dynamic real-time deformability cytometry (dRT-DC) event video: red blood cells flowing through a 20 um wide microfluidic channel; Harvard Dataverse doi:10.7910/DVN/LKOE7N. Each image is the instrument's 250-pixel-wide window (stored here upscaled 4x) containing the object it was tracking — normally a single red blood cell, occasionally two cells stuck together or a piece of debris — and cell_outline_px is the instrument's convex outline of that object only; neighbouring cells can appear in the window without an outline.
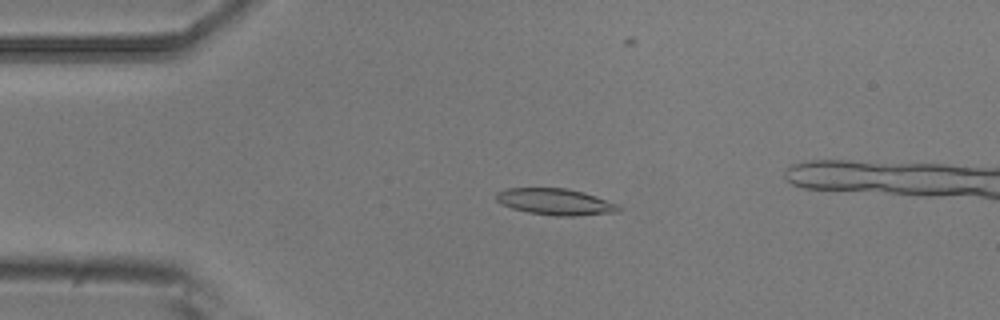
{"species": "common noctule bat (a hibernating species)", "species_latin": "Nyctalus noctula", "temperature_condition": "room temperature", "stored_images_in_passage": 27, "camera_frame_rate_fps": 3000, "um_per_image_px": 0.085, "animal": {"sex": "male", "body_mass_g": 20.5, "forearm_length_mm": 52.5}, "frame": {"image": 1, "passage_image": 11, "time_ms": 3.333, "image_size_px": [1000, 320], "cell_outline_px": [[624, 208], [620, 212], [572, 216], [556, 216], [528, 212], [512, 208], [496, 200], [496, 192], [508, 188], [568, 188], [584, 192], [620, 204]], "centroid_in_image_um": [47.29, 17.15], "position_along_channel_um": 37.7, "area_um2": 19.02}}
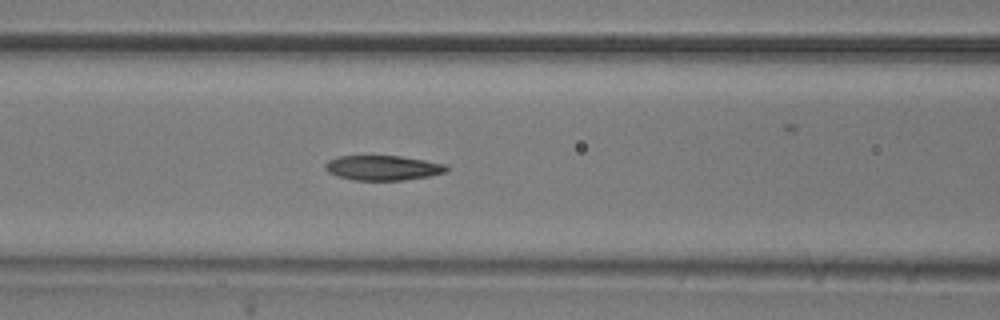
{"frame": {"image": 2, "passage_image": 21, "time_ms": 6.667, "image_size_px": [1000, 320], "cell_outline_px": [[448, 172], [428, 176], [404, 180], [352, 180], [336, 176], [328, 172], [324, 168], [324, 164], [328, 160], [340, 156], [400, 156], [424, 160], [444, 164], [448, 168]], "centroid_in_image_um": [32.51, 14.27], "position_along_channel_um": 134.1, "area_um2": 17.57}}
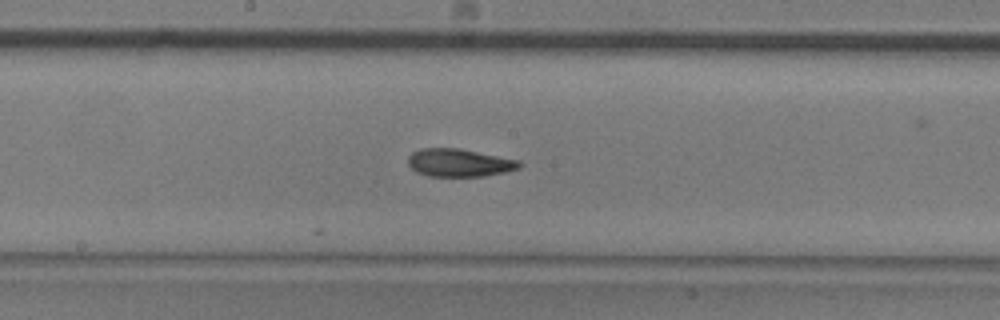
{"frame": {"image": 3, "passage_image": 27, "time_ms": 8.667, "image_size_px": [1000, 320], "cell_outline_px": [[520, 168], [504, 172], [484, 176], [428, 176], [416, 172], [408, 164], [408, 156], [412, 152], [420, 148], [460, 148], [520, 160]], "centroid_in_image_um": [39.02, 13.82], "position_along_channel_um": 209.2, "area_um2": 18.15}}